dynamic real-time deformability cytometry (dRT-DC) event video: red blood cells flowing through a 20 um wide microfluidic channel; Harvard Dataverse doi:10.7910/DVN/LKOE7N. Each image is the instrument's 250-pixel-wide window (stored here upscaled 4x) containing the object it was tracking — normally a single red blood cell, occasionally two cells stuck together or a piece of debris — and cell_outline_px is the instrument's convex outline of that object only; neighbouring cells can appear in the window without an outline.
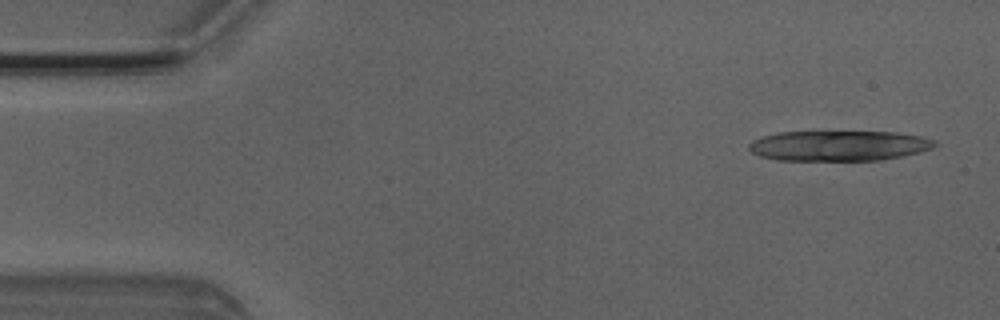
{"species": "Egyptian fruit bat (a non-hibernating species)", "species_latin": "Rousettus aegyptiacus", "temperature_condition": "room temperature", "stored_images_in_passage": 4, "camera_frame_rate_fps": 3000, "um_per_image_px": 0.085, "animal": {"sex": "male"}, "frame": {"image": 1, "passage_image": 1, "time_ms": 0.0, "image_size_px": [1000, 320], "cell_outline_px": [[940, 144], [932, 148], [920, 152], [880, 160], [780, 160], [760, 156], [752, 152], [748, 148], [748, 144], [752, 140], [764, 136], [780, 132], [896, 132], [920, 136], [936, 140]], "centroid_in_image_um": [71.33, 12.38], "position_along_channel_um": 13.7, "area_um2": 32.71}}